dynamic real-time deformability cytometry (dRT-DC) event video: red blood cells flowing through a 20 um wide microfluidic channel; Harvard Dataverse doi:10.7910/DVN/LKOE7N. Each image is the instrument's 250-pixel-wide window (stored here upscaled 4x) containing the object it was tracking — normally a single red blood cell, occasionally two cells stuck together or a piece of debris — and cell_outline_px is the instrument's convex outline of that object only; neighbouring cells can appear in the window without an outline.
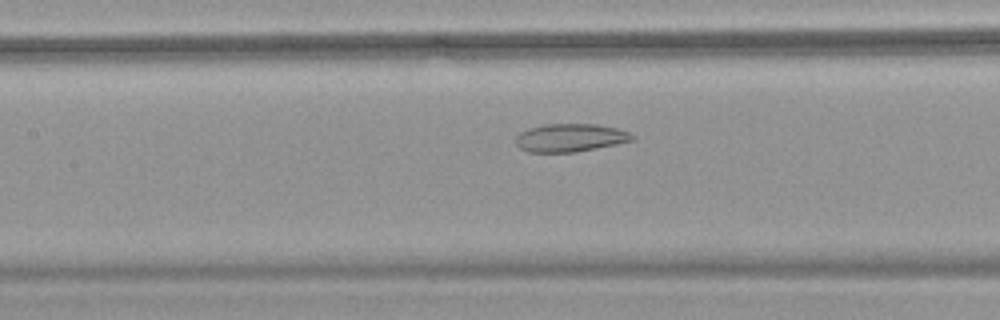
{"species": "common noctule bat (a hibernating species)", "species_latin": "Nyctalus noctula", "temperature_condition": "warm", "stored_images_in_passage": 44, "camera_frame_rate_fps": 3000, "um_per_image_px": 0.085, "animal": {"sex": "female", "body_mass_g": 18.4}, "frame": {"image": 1, "passage_image": 16, "time_ms": 5.0, "image_size_px": [1000, 320], "cell_outline_px": [[636, 136], [632, 140], [616, 144], [576, 152], [528, 152], [520, 148], [516, 144], [516, 136], [520, 132], [528, 128], [544, 124], [596, 124], [616, 128], [628, 132]], "centroid_in_image_um": [48.44, 11.7], "position_along_channel_um": 159.0, "area_um2": 19.02}}
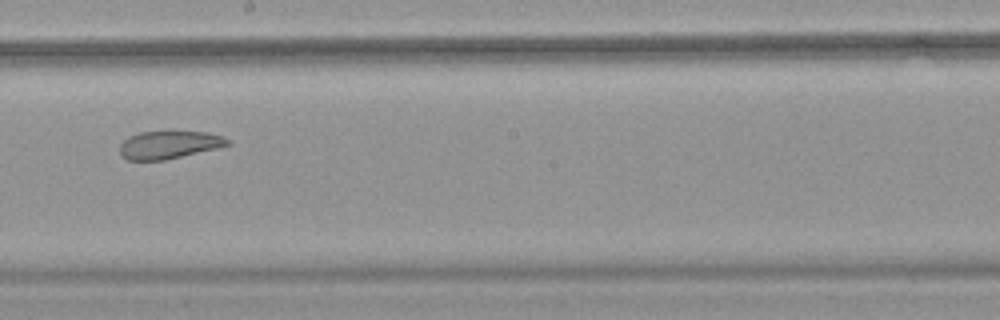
{"frame": {"image": 2, "passage_image": 22, "time_ms": 7.0, "image_size_px": [1000, 320], "cell_outline_px": [[232, 144], [220, 148], [164, 160], [128, 160], [120, 156], [120, 144], [128, 136], [140, 132], [208, 132], [224, 136]], "centroid_in_image_um": [14.39, 12.31], "position_along_channel_um": 233.8, "area_um2": 17.57}}
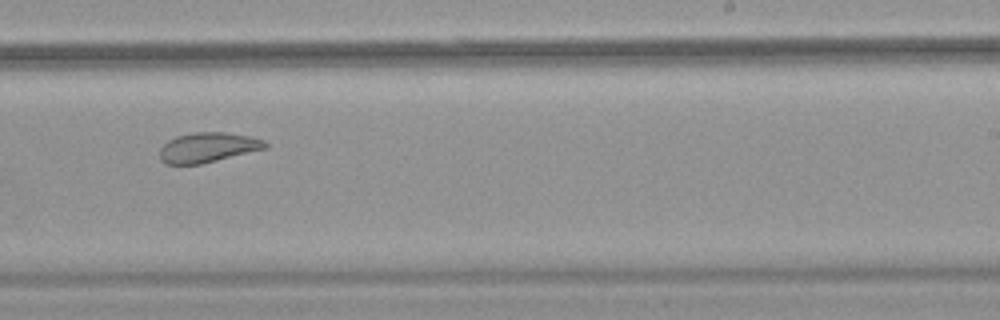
{"frame": {"image": 3, "passage_image": 25, "time_ms": 8.0, "image_size_px": [1000, 320], "cell_outline_px": [[268, 148], [200, 164], [164, 164], [160, 160], [160, 148], [168, 140], [176, 136], [196, 132], [224, 132], [252, 136], [264, 140], [268, 144]], "centroid_in_image_um": [17.68, 12.53], "position_along_channel_um": 271.3, "area_um2": 18.44}, "authors_computed_cell_mechanics": {"area_um2": 22.6865, "velocity_mm_per_s": 3.7692, "shape_relaxation_time_tau1_ms": null, "shape_relaxation_time_tau2_ms": 2.3831, "deformation_change_tau1": null, "deformation_change_tau2": 0.0787}}